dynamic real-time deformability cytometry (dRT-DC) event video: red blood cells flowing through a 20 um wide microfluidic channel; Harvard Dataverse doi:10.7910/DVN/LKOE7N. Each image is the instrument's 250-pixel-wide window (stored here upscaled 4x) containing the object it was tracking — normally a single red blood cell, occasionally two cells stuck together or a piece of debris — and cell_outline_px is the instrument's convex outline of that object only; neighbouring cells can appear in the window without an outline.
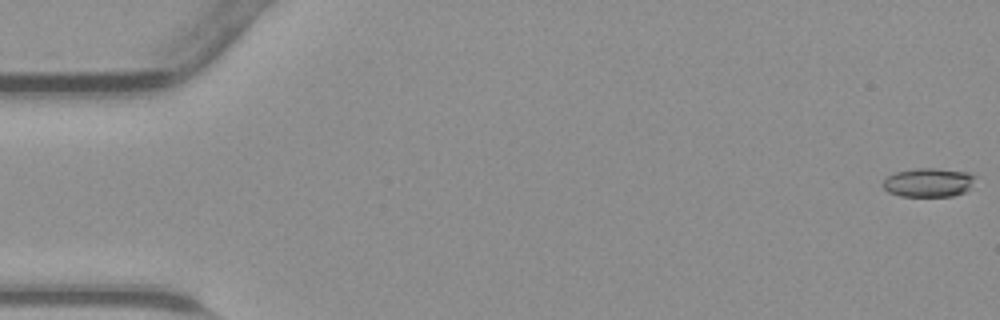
{"species": "common noctule bat (a hibernating species)", "species_latin": "Nyctalus noctula", "temperature_condition": "warm", "stored_images_in_passage": 46, "camera_frame_rate_fps": 3000, "um_per_image_px": 0.085, "animal": {"sex": "male", "body_mass_g": 23.1, "forearm_length_mm": 52.7}, "frame": {"image": 1, "passage_image": 1, "time_ms": 0.0, "image_size_px": [1000, 320], "cell_outline_px": [[976, 176], [968, 188], [964, 192], [952, 196], [900, 196], [888, 192], [880, 184], [888, 176], [896, 172], [916, 168], [932, 168], [968, 172]], "centroid_in_image_um": [78.88, 15.51], "position_along_channel_um": 6.1, "area_um2": 15.43}}
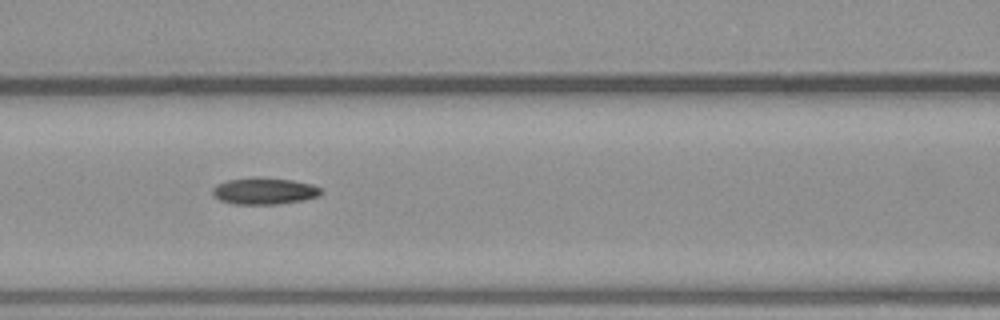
{"frame": {"image": 2, "passage_image": 20, "time_ms": 6.333, "image_size_px": [1000, 320], "cell_outline_px": [[324, 192], [320, 196], [304, 200], [276, 204], [236, 204], [220, 200], [212, 196], [212, 188], [216, 184], [228, 180], [292, 180], [312, 184], [320, 188]], "centroid_in_image_um": [22.49, 16.29], "position_along_channel_um": 144.1, "area_um2": 16.18}}
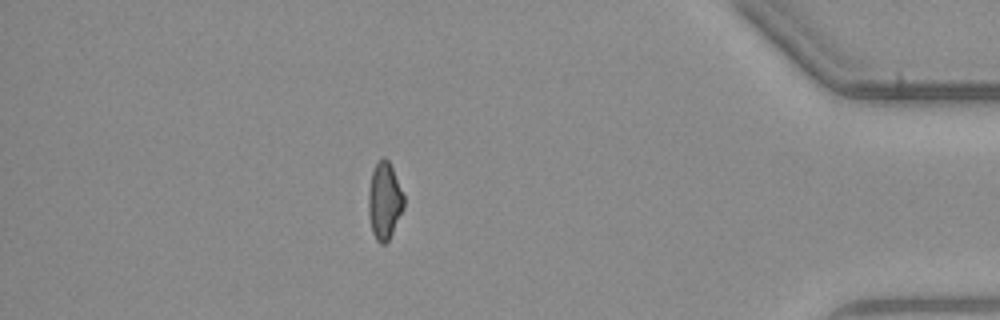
{"frame": {"image": 3, "passage_image": 40, "time_ms": 13.0, "image_size_px": [1000, 320], "cell_outline_px": [[404, 208], [388, 240], [384, 244], [380, 244], [376, 240], [372, 232], [368, 216], [368, 192], [372, 172], [376, 164], [384, 156], [388, 160], [392, 168], [404, 196]], "centroid_in_image_um": [32.66, 17.09], "position_along_channel_um": 402.5, "area_um2": 15.78}}